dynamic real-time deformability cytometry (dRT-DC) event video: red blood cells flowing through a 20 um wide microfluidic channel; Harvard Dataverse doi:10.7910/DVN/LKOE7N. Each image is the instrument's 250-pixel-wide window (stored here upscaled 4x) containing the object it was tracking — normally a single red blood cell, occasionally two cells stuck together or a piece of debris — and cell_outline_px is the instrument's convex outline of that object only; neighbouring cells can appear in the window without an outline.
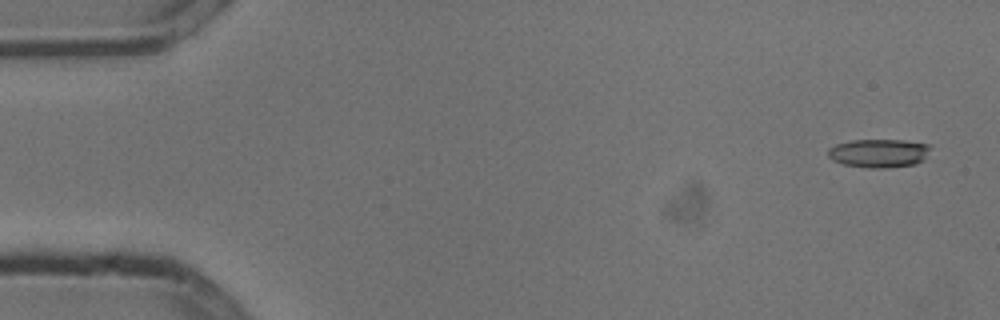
{"species": "common noctule bat (a hibernating species)", "species_latin": "Nyctalus noctula", "temperature_condition": "cold", "stored_images_in_passage": 4, "camera_frame_rate_fps": 3000, "um_per_image_px": 0.085, "animal": {"sex": "male", "body_mass_g": 13.3}, "frame": {"image": 1, "passage_image": 1, "time_ms": 0.0, "image_size_px": [1000, 320], "cell_outline_px": [[928, 148], [924, 160], [916, 164], [884, 168], [868, 168], [844, 164], [832, 160], [828, 156], [828, 148], [836, 144], [852, 140], [904, 140], [928, 144]], "centroid_in_image_um": [74.67, 13.02], "position_along_channel_um": 10.3, "area_um2": 16.94}}
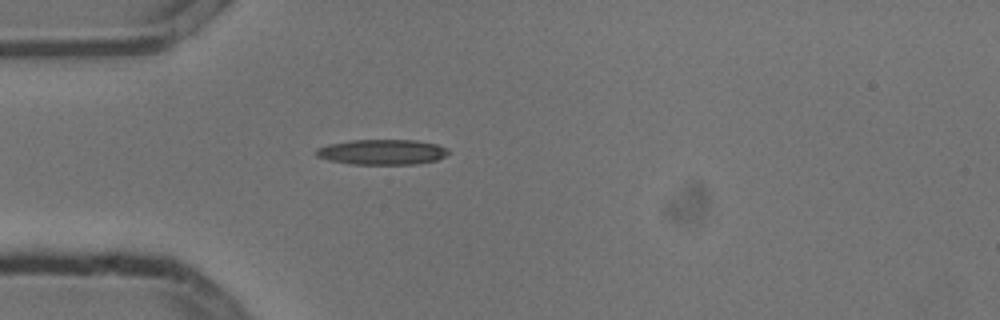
{"frame": {"image": 2, "passage_image": 4, "time_ms": 1.0, "image_size_px": [1000, 320], "cell_outline_px": [[452, 152], [436, 160], [416, 164], [352, 164], [328, 160], [316, 156], [316, 148], [328, 144], [348, 140], [416, 140], [436, 144], [448, 148]], "centroid_in_image_um": [32.48, 12.92], "position_along_channel_um": 52.5, "area_um2": 19.59}}